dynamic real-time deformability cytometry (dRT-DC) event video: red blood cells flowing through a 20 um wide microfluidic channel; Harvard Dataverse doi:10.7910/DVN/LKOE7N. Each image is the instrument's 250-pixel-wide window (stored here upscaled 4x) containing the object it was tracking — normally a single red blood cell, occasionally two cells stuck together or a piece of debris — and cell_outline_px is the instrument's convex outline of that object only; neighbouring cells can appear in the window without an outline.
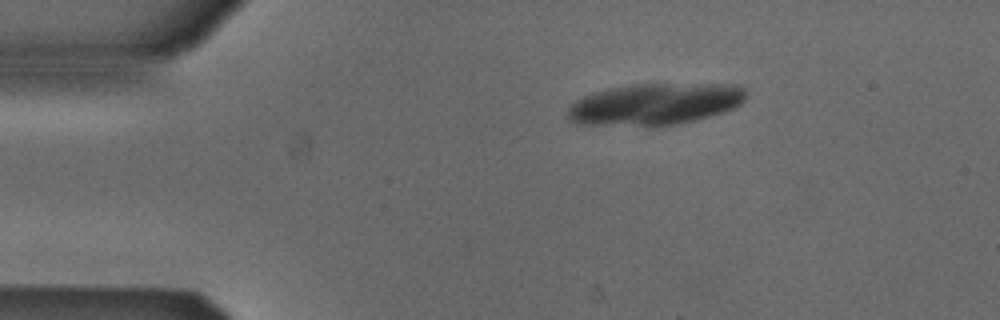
{"species": "Egyptian fruit bat (a non-hibernating species)", "species_latin": "Rousettus aegyptiacus", "temperature_condition": "cold", "stored_images_in_passage": 5, "camera_frame_rate_fps": 3000, "um_per_image_px": 0.085, "animal": {"sex": "male"}, "frame": {"image": 1, "passage_image": 1, "time_ms": 0.0, "image_size_px": [1000, 320], "cell_outline_px": [[744, 100], [740, 104], [724, 112], [712, 116], [680, 124], [656, 128], [648, 128], [576, 124], [568, 120], [564, 116], [568, 108], [576, 100], [592, 92], [608, 88], [628, 84], [736, 84], [744, 88]], "centroid_in_image_um": [55.59, 8.89], "position_along_channel_um": 29.4, "area_um2": 44.62}}
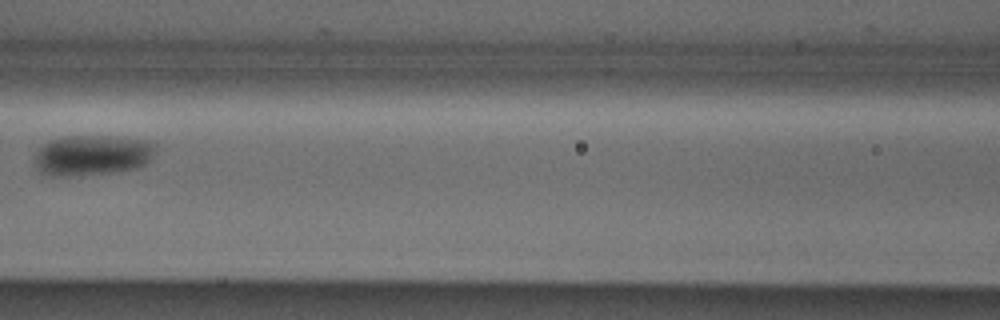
{"frame": {"image": 2, "passage_image": 5, "time_ms": 1.333, "image_size_px": [1000, 320], "cell_outline_px": [[156, 152], [148, 164], [136, 168], [120, 172], [76, 176], [48, 176], [40, 172], [36, 168], [36, 152], [44, 144], [52, 140], [64, 136], [112, 136], [148, 140], [156, 144]], "centroid_in_image_um": [7.9, 13.21], "position_along_channel_um": 158.7, "area_um2": 29.07}}